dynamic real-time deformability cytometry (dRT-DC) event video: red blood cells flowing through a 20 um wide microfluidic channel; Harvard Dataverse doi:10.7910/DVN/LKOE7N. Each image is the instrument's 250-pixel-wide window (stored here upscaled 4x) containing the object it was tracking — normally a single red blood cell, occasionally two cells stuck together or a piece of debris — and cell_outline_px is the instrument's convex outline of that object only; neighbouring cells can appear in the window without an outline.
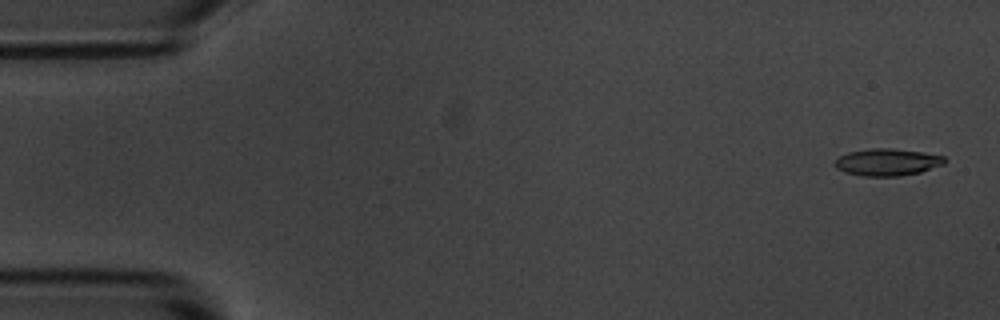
{"species": "common noctule bat (a hibernating species)", "species_latin": "Nyctalus noctula", "temperature_condition": "room temperature", "stored_images_in_passage": 54, "camera_frame_rate_fps": 3000, "um_per_image_px": 0.085, "animal": {"sex": "male", "body_mass_g": 20.1, "forearm_length_mm": 53.5}, "frame": {"image": 1, "passage_image": 2, "time_ms": 0.333, "image_size_px": [1000, 320], "cell_outline_px": [[948, 160], [944, 164], [920, 172], [900, 176], [860, 176], [844, 172], [836, 168], [832, 164], [840, 156], [848, 152], [868, 148], [892, 148], [920, 152], [944, 156]], "centroid_in_image_um": [75.39, 13.78], "position_along_channel_um": 9.6, "area_um2": 17.46}}
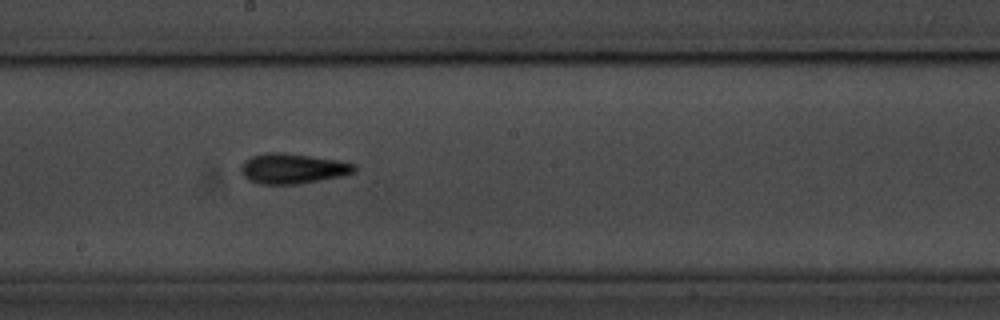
{"frame": {"image": 2, "passage_image": 30, "time_ms": 9.667, "image_size_px": [1000, 320], "cell_outline_px": [[356, 172], [344, 176], [300, 184], [260, 184], [248, 180], [240, 172], [240, 164], [244, 160], [252, 156], [264, 152], [284, 152], [340, 160], [356, 164]], "centroid_in_image_um": [24.88, 14.32], "position_along_channel_um": 223.3, "area_um2": 20.46}}
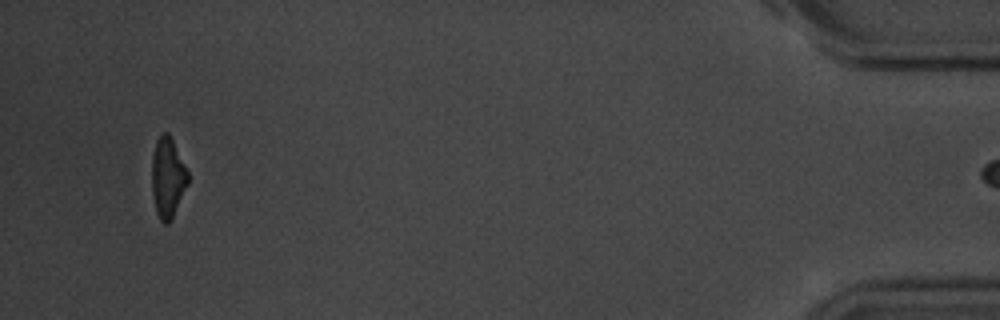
{"frame": {"image": 3, "passage_image": 53, "time_ms": 17.333, "image_size_px": [1000, 320], "cell_outline_px": [[188, 184], [172, 220], [168, 224], [164, 224], [160, 220], [156, 212], [152, 192], [152, 156], [156, 140], [164, 132], [168, 132], [188, 172]], "centroid_in_image_um": [14.25, 15.14], "position_along_channel_um": 421.0, "area_um2": 16.82}}